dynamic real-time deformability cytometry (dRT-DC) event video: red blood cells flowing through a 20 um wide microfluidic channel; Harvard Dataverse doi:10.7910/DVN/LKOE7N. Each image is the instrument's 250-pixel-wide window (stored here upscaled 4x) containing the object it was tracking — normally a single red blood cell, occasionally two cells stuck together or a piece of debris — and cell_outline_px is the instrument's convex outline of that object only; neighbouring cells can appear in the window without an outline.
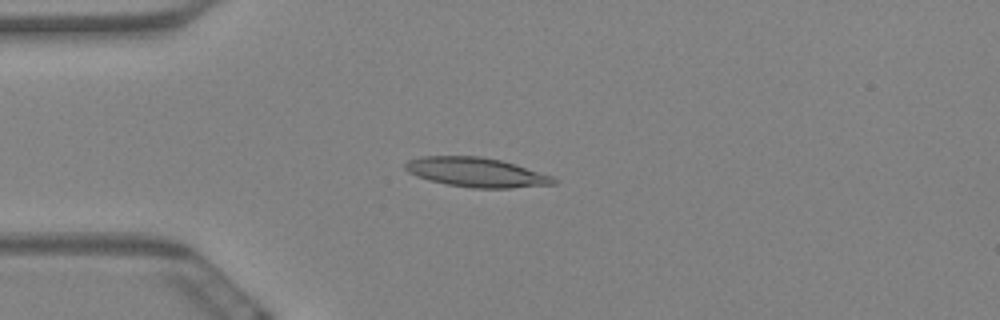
{"species": "Egyptian fruit bat (a non-hibernating species)", "species_latin": "Rousettus aegyptiacus", "temperature_condition": "warm", "stored_images_in_passage": 59, "camera_frame_rate_fps": 3000, "um_per_image_px": 0.085, "animal": {"sex": "female"}, "frame": {"image": 1, "passage_image": 15, "time_ms": 4.667, "image_size_px": [1000, 320], "cell_outline_px": [[556, 184], [512, 188], [472, 188], [444, 184], [428, 180], [416, 176], [408, 172], [404, 168], [404, 164], [408, 160], [420, 156], [480, 156], [500, 160], [516, 164], [552, 176], [556, 180]], "centroid_in_image_um": [40.45, 14.65], "position_along_channel_um": 44.5, "area_um2": 25.61}}
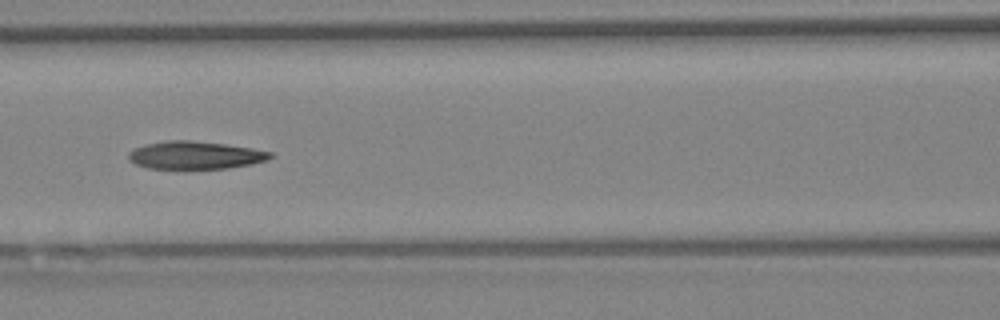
{"frame": {"image": 2, "passage_image": 26, "time_ms": 8.333, "image_size_px": [1000, 320], "cell_outline_px": [[276, 156], [268, 160], [252, 164], [228, 168], [148, 168], [136, 164], [128, 160], [128, 152], [132, 148], [144, 144], [168, 140], [192, 140], [224, 144], [252, 148], [272, 152]], "centroid_in_image_um": [16.59, 13.18], "position_along_channel_um": 150.0, "area_um2": 23.12}}
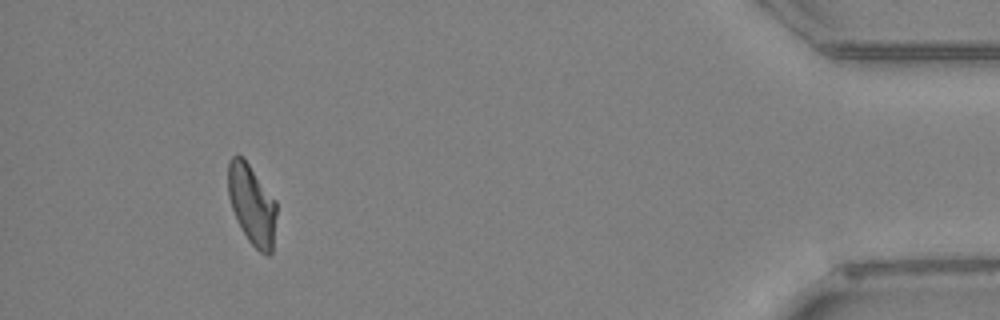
{"frame": {"image": 3, "passage_image": 55, "time_ms": 18.0, "image_size_px": [1000, 320], "cell_outline_px": [[276, 212], [272, 252], [268, 256], [260, 252], [248, 240], [240, 228], [232, 208], [228, 196], [228, 164], [232, 156], [244, 156], [276, 200]], "centroid_in_image_um": [21.41, 17.37], "position_along_channel_um": 413.8, "area_um2": 22.72}, "authors_computed_cell_mechanics": {"area_um2": 23.5824, "velocity_mm_per_s": 3.3984, "shape_relaxation_time_tau1_ms": null, "shape_relaxation_time_tau2_ms": 6.098, "deformation_change_tau1": null, "deformation_change_tau2": 0.145}}